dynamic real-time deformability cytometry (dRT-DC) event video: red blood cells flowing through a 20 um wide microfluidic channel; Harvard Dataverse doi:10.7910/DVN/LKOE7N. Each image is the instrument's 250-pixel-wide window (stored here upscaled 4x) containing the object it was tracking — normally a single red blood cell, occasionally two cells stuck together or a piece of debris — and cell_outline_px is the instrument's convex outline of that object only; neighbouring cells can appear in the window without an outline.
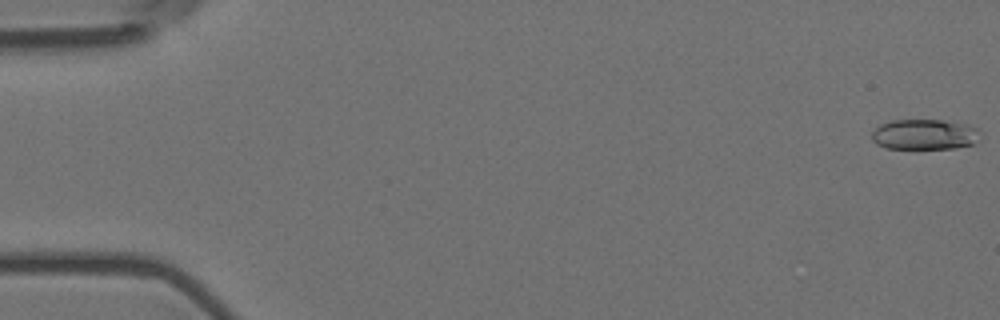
{"species": "Egyptian fruit bat (a non-hibernating species)", "species_latin": "Rousettus aegyptiacus", "temperature_condition": "room temperature", "stored_images_in_passage": 57, "camera_frame_rate_fps": 3000, "um_per_image_px": 0.085, "animal": {"sex": "female"}, "frame": {"image": 1, "passage_image": 1, "time_ms": 0.0, "image_size_px": [1000, 320], "cell_outline_px": [[980, 140], [976, 144], [956, 148], [884, 148], [876, 144], [872, 140], [872, 132], [880, 124], [892, 120], [940, 120], [968, 124], [976, 128], [980, 132]], "centroid_in_image_um": [78.62, 11.43], "position_along_channel_um": 6.4, "area_um2": 19.42}}
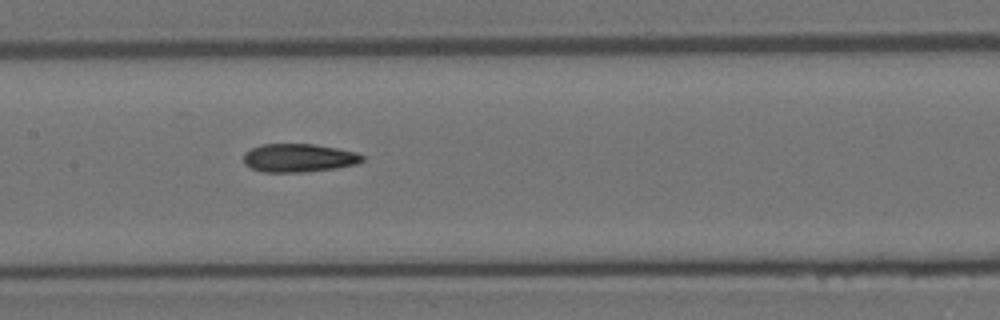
{"frame": {"image": 2, "passage_image": 28, "time_ms": 9.0, "image_size_px": [1000, 320], "cell_outline_px": [[364, 160], [356, 164], [336, 168], [304, 172], [264, 172], [252, 168], [244, 164], [244, 152], [260, 144], [316, 144], [356, 152], [364, 156]], "centroid_in_image_um": [25.39, 13.42], "position_along_channel_um": 182.0, "area_um2": 19.65}}
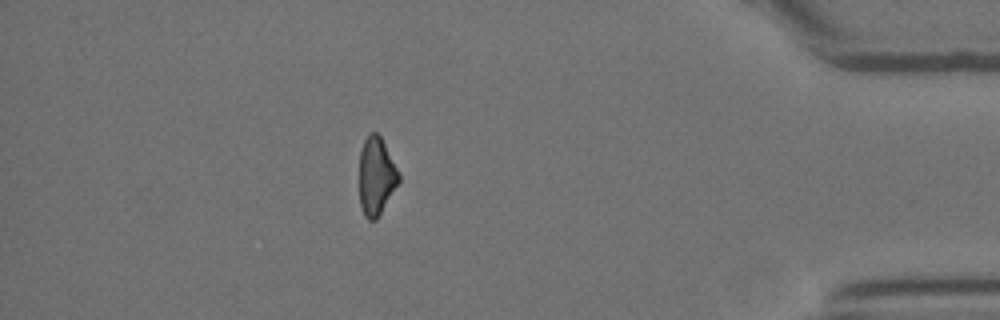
{"frame": {"image": 3, "passage_image": 50, "time_ms": 16.333, "image_size_px": [1000, 320], "cell_outline_px": [[400, 180], [376, 220], [368, 220], [364, 216], [360, 204], [360, 152], [364, 140], [368, 132], [376, 132], [380, 136], [400, 176]], "centroid_in_image_um": [31.96, 14.98], "position_along_channel_um": 403.2, "area_um2": 17.57}, "authors_computed_cell_mechanics": {"area_um2": 19.5942, "velocity_mm_per_s": 3.6155, "shape_relaxation_time_tau1_ms": null, "shape_relaxation_time_tau2_ms": 2.871, "deformation_change_tau1": null, "deformation_change_tau2": 0.1045}}